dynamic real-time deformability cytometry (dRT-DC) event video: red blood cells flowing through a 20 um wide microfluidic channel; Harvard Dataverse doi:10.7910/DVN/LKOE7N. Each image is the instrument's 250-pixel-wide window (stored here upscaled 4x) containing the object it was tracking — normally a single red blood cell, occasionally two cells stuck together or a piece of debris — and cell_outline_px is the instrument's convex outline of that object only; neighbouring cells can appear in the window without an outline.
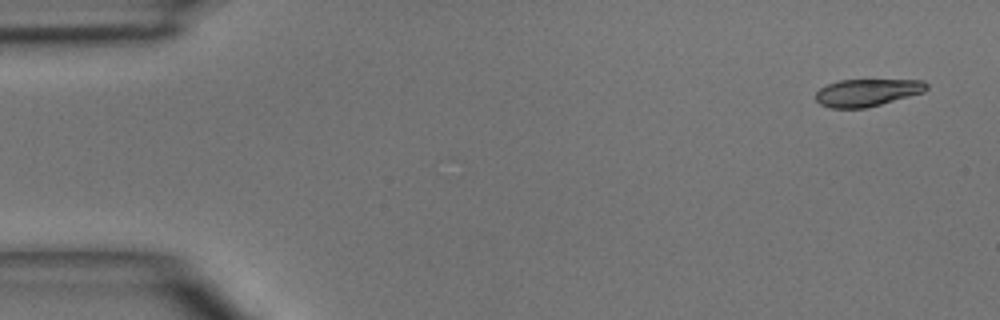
{"species": "common noctule bat (a hibernating species)", "species_latin": "Nyctalus noctula", "temperature_condition": "room temperature", "stored_images_in_passage": 3, "camera_frame_rate_fps": 3000, "um_per_image_px": 0.085, "animal": {"sex": "male", "body_mass_g": 15.6}, "frame": {"image": 1, "passage_image": 1, "time_ms": 0.0, "image_size_px": [1000, 320], "cell_outline_px": [[928, 88], [924, 92], [880, 104], [864, 108], [832, 108], [820, 104], [816, 100], [816, 92], [820, 88], [828, 84], [840, 80], [924, 80], [928, 84]], "centroid_in_image_um": [73.71, 7.86], "position_along_channel_um": 11.3, "area_um2": 17.51}}